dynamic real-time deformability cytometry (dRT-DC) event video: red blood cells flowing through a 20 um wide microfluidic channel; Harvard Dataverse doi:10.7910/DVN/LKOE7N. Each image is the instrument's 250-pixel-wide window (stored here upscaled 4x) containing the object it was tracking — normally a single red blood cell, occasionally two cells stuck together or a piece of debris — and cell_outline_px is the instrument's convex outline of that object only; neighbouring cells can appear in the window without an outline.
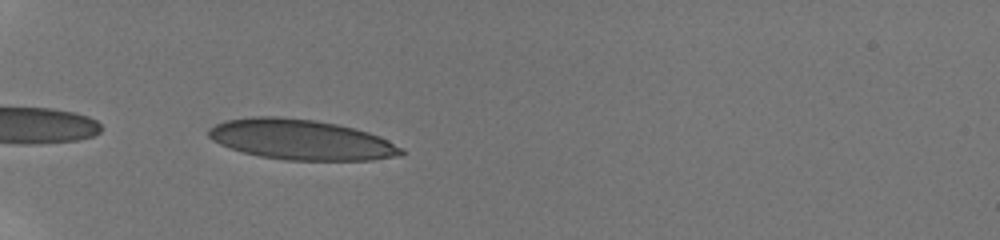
{"species": "human", "species_latin": "Homo sapiens", "temperature_condition": "room temperature", "stored_images_in_passage": 19, "camera_frame_rate_fps": 3000, "um_per_image_px": 0.085, "donor": {"sex": "male"}, "frame": {"image": 1, "passage_image": 13, "time_ms": 6.333, "image_size_px": [1000, 240], "cell_outline_px": [[404, 156], [372, 160], [284, 160], [260, 156], [244, 152], [220, 144], [212, 140], [208, 136], [208, 128], [216, 124], [228, 120], [252, 116], [276, 116], [316, 120], [336, 124], [368, 132], [380, 136], [404, 148]], "centroid_in_image_um": [25.63, 11.87], "position_along_channel_um": 59.4, "area_um2": 45.32}}
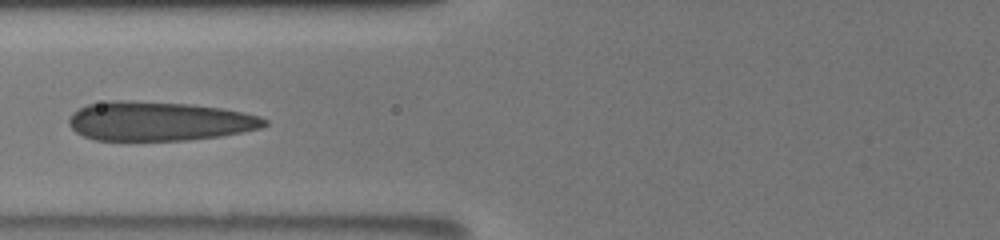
{"frame": {"image": 2, "passage_image": 17, "time_ms": 8.333, "image_size_px": [1000, 240], "cell_outline_px": [[268, 124], [260, 128], [220, 136], [188, 140], [96, 140], [84, 136], [76, 132], [68, 124], [68, 120], [72, 112], [88, 104], [108, 100], [128, 100], [188, 104], [220, 108], [260, 116], [268, 120]], "centroid_in_image_um": [13.48, 10.3], "position_along_channel_um": 112.3, "area_um2": 44.56}}